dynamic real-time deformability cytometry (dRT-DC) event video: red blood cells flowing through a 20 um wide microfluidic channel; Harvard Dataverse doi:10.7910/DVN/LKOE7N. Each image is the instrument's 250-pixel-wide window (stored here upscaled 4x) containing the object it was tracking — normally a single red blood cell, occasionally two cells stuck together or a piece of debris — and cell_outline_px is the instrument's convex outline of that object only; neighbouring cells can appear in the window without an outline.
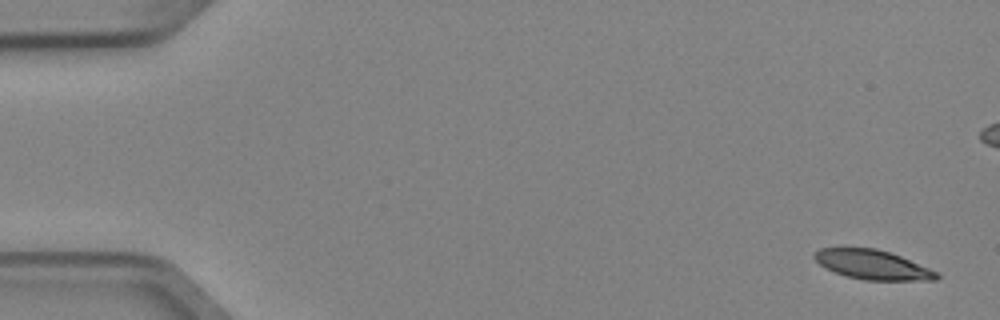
{"species": "Egyptian fruit bat (a non-hibernating species)", "species_latin": "Rousettus aegyptiacus", "temperature_condition": "cold", "stored_images_in_passage": 7, "segment_of_instrument_passage": [1, 2], "camera_frame_rate_fps": 3000, "um_per_image_px": 0.085, "animal": {"sex": "female"}, "frame": {"image": 1, "passage_image": 1, "time_ms": 0.0, "image_size_px": [1000, 320], "cell_outline_px": [[940, 276], [936, 280], [864, 280], [844, 276], [820, 264], [812, 256], [820, 248], [876, 248], [900, 256], [940, 272]], "centroid_in_image_um": [74.21, 22.51], "position_along_channel_um": 10.8, "area_um2": 20.81}}
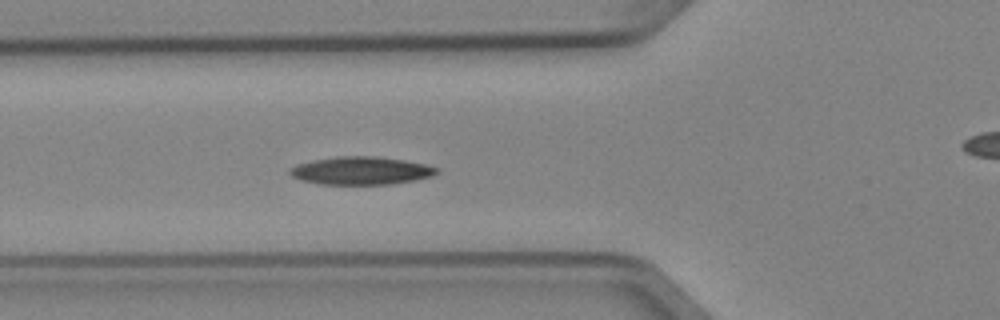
{"frame": {"image": 2, "passage_image": 6, "time_ms": 1.667, "image_size_px": [1000, 320], "cell_outline_px": [[440, 172], [432, 176], [416, 180], [392, 184], [320, 184], [300, 180], [292, 176], [288, 172], [288, 168], [296, 164], [312, 160], [336, 156], [376, 156], [404, 160], [424, 164], [440, 168]], "centroid_in_image_um": [30.68, 14.5], "position_along_channel_um": 95.1, "area_um2": 24.16}}